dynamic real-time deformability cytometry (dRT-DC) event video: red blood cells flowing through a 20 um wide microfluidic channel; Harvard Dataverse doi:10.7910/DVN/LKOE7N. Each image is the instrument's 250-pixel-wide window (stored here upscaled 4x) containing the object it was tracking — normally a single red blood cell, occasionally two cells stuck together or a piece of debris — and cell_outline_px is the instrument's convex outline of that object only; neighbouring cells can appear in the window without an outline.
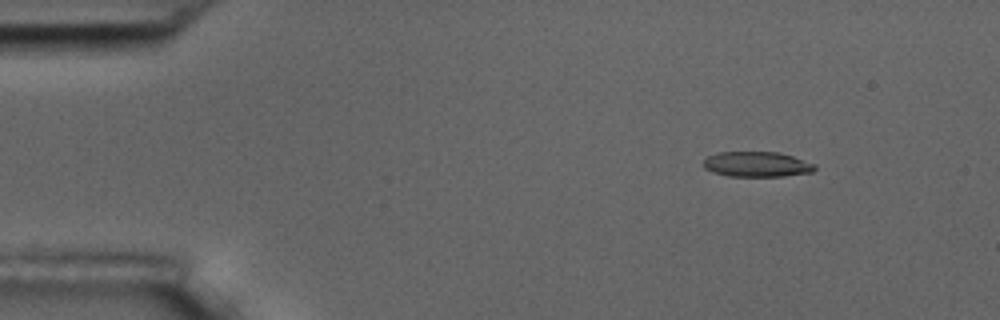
{"species": "common noctule bat (a hibernating species)", "species_latin": "Nyctalus noctula", "temperature_condition": "room temperature", "stored_images_in_passage": 6, "camera_frame_rate_fps": 3000, "um_per_image_px": 0.085, "animal": {"sex": "male", "body_mass_g": 17.5, "forearm_length_mm": 52.3}, "frame": {"image": 1, "passage_image": 2, "time_ms": 1.333, "image_size_px": [1000, 320], "cell_outline_px": [[816, 168], [812, 172], [784, 176], [728, 176], [712, 172], [704, 168], [704, 160], [708, 156], [716, 152], [780, 152], [816, 164]], "centroid_in_image_um": [64.33, 13.96], "position_along_channel_um": 20.7, "area_um2": 16.42}}
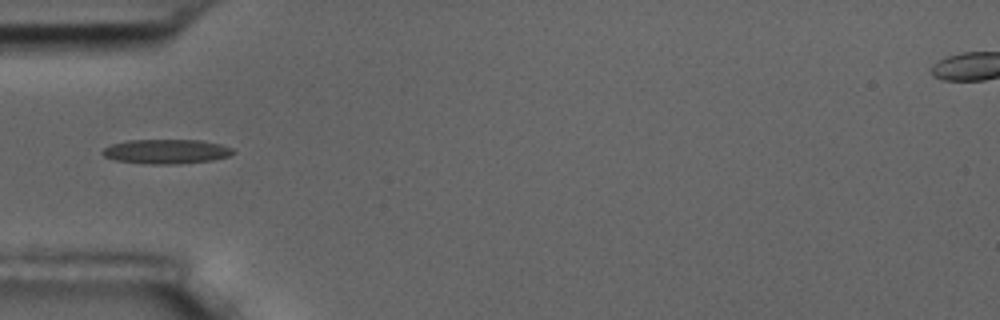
{"frame": {"image": 2, "passage_image": 5, "time_ms": 5.0, "image_size_px": [1000, 320], "cell_outline_px": [[236, 152], [232, 156], [212, 160], [180, 164], [144, 164], [116, 160], [104, 156], [100, 152], [104, 148], [112, 144], [128, 140], [200, 140], [220, 144], [232, 148]], "centroid_in_image_um": [14.16, 12.88], "position_along_channel_um": 70.8, "area_um2": 18.79}}